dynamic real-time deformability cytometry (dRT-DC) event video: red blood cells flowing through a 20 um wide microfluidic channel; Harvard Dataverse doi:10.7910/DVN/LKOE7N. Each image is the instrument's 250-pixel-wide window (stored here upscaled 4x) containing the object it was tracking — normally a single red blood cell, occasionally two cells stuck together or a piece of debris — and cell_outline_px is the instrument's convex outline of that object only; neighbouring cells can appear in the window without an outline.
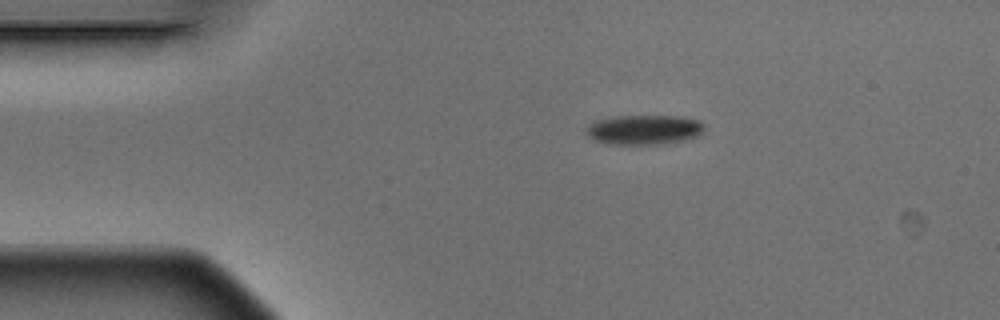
{"species": "Egyptian fruit bat (a non-hibernating species)", "species_latin": "Rousettus aegyptiacus", "temperature_condition": "warm", "stored_images_in_passage": 4, "camera_frame_rate_fps": 3000, "um_per_image_px": 0.085, "animal": {"sex": "male"}, "frame": {"image": 1, "passage_image": 3, "time_ms": 0.667, "image_size_px": [1000, 320], "cell_outline_px": [[704, 132], [700, 136], [684, 140], [660, 144], [608, 144], [592, 140], [588, 136], [588, 124], [596, 120], [616, 116], [684, 116], [700, 120], [704, 124]], "centroid_in_image_um": [54.8, 11.02], "position_along_channel_um": 30.2, "area_um2": 20.69}}